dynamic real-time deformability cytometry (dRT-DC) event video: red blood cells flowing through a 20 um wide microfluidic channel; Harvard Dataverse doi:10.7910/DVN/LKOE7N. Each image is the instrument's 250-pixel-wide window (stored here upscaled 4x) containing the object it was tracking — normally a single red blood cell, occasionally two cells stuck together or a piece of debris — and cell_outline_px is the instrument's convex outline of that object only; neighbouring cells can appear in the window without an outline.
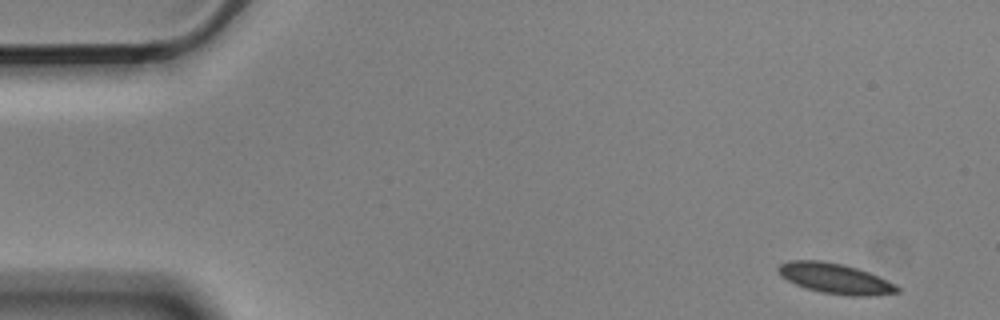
{"species": "Egyptian fruit bat (a non-hibernating species)", "species_latin": "Rousettus aegyptiacus", "temperature_condition": "cold", "stored_images_in_passage": 4, "camera_frame_rate_fps": 3000, "um_per_image_px": 0.085, "animal": {"sex": "male"}, "frame": {"image": 1, "passage_image": 1, "time_ms": 0.0, "image_size_px": [1000, 320], "cell_outline_px": [[900, 292], [872, 296], [848, 296], [820, 292], [796, 284], [780, 276], [776, 268], [780, 264], [788, 260], [820, 260], [840, 264], [856, 268], [868, 272], [896, 284], [900, 288]], "centroid_in_image_um": [70.99, 23.68], "position_along_channel_um": 14.0, "area_um2": 20.98}}